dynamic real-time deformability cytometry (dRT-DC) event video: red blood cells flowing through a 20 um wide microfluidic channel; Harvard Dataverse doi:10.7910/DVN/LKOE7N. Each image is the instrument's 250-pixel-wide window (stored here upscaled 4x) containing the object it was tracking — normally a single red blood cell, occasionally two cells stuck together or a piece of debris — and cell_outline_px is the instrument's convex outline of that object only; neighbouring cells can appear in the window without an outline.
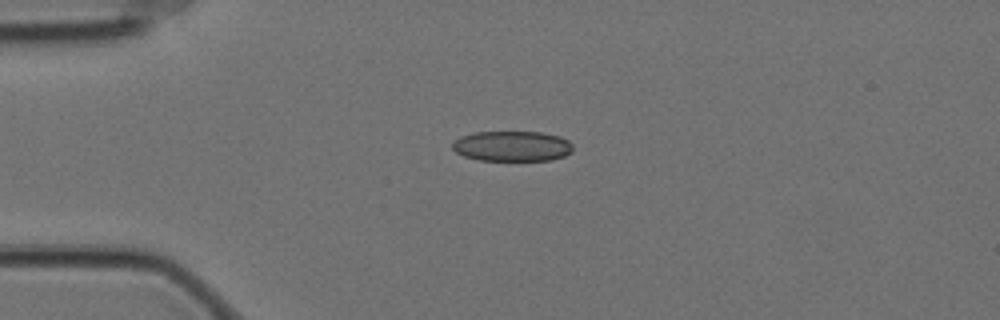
{"species": "Egyptian fruit bat (a non-hibernating species)", "species_latin": "Rousettus aegyptiacus", "temperature_condition": "cold", "stored_images_in_passage": 51, "camera_frame_rate_fps": 3000, "um_per_image_px": 0.085, "animal": {"sex": "female"}, "frame": {"image": 1, "passage_image": 13, "time_ms": 4.0, "image_size_px": [1000, 320], "cell_outline_px": [[572, 152], [564, 156], [552, 160], [480, 160], [464, 156], [456, 152], [452, 148], [452, 144], [460, 136], [476, 132], [540, 132], [560, 136], [568, 140], [572, 144]], "centroid_in_image_um": [43.55, 12.42], "position_along_channel_um": 41.5, "area_um2": 21.27}}
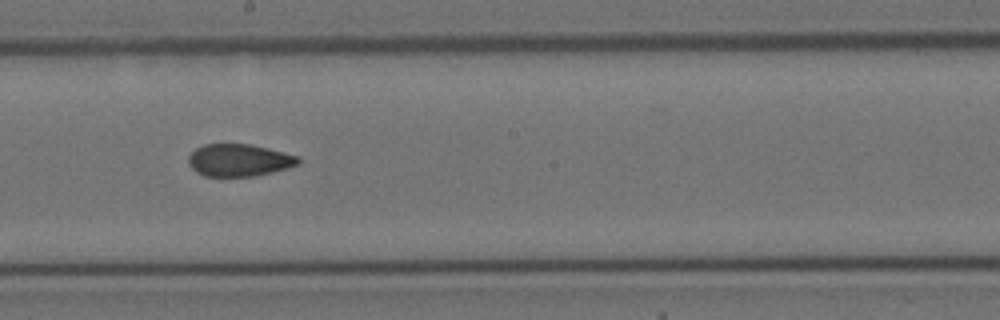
{"frame": {"image": 2, "passage_image": 31, "time_ms": 10.0, "image_size_px": [1000, 320], "cell_outline_px": [[300, 164], [272, 172], [256, 176], [204, 176], [196, 172], [188, 164], [188, 156], [196, 148], [204, 144], [248, 144], [300, 156]], "centroid_in_image_um": [20.31, 13.62], "position_along_channel_um": 227.9, "area_um2": 20.63}}
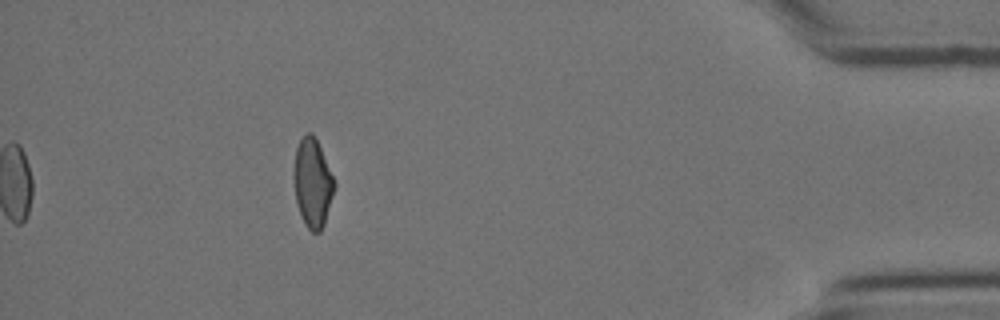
{"frame": {"image": 3, "passage_image": 51, "time_ms": 16.667, "image_size_px": [1000, 320], "cell_outline_px": [[336, 188], [324, 224], [320, 232], [312, 232], [304, 224], [296, 200], [292, 176], [292, 172], [296, 148], [300, 140], [308, 132], [312, 132], [320, 148], [336, 184]], "centroid_in_image_um": [26.56, 15.57], "position_along_channel_um": 408.6, "area_um2": 20.98}, "authors_computed_cell_mechanics": {"area_um2": 21.5016, "velocity_mm_per_s": 3.5145, "shape_relaxation_time_tau1_ms": null, "shape_relaxation_time_tau2_ms": 2.5444, "deformation_change_tau1": null, "deformation_change_tau2": 0.0826}}